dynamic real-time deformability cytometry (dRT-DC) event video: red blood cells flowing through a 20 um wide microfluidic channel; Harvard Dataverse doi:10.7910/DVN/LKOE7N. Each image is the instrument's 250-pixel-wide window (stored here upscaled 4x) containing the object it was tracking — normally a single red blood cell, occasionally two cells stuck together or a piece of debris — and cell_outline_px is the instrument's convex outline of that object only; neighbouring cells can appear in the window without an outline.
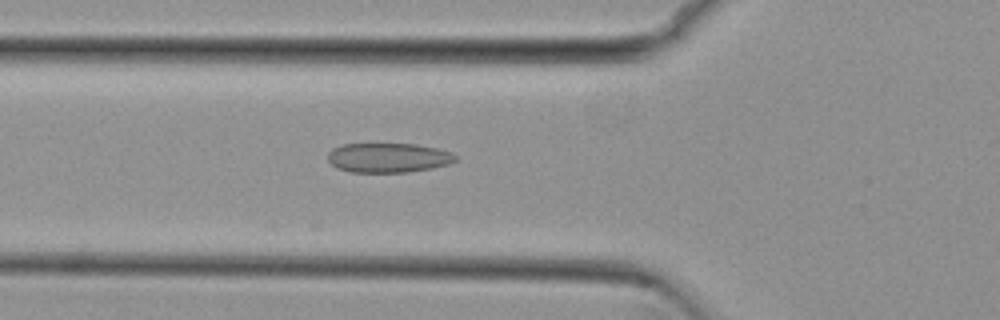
{"species": "common noctule bat (a hibernating species)", "species_latin": "Nyctalus noctula", "temperature_condition": "cold", "stored_images_in_passage": 28, "camera_frame_rate_fps": 3000, "um_per_image_px": 0.085, "animal": {"sex": "female", "body_mass_g": 29.2, "forearm_length_mm": 56.3}, "frame": {"image": 1, "passage_image": 3, "time_ms": 0.667, "image_size_px": [1000, 320], "cell_outline_px": [[456, 160], [448, 164], [432, 168], [408, 172], [348, 172], [336, 168], [328, 160], [328, 152], [332, 148], [344, 144], [416, 144], [436, 148], [448, 152], [456, 156]], "centroid_in_image_um": [32.95, 13.41], "position_along_channel_um": 92.8, "area_um2": 21.91}}
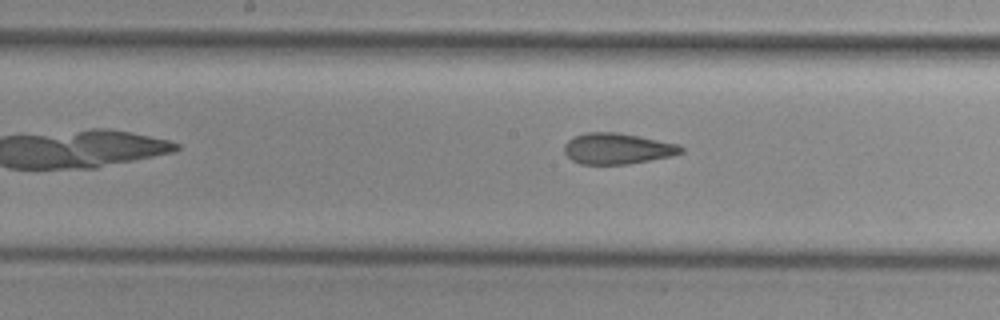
{"frame": {"image": 2, "passage_image": 11, "time_ms": 3.333, "image_size_px": [1000, 320], "cell_outline_px": [[684, 152], [668, 156], [628, 164], [580, 164], [572, 160], [564, 152], [564, 144], [568, 140], [576, 136], [588, 132], [616, 132], [680, 144], [684, 148]], "centroid_in_image_um": [52.46, 12.63], "position_along_channel_um": 195.7, "area_um2": 20.87}}
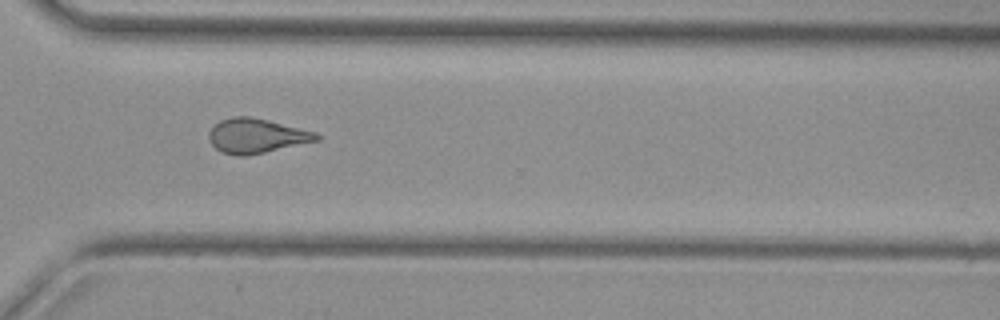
{"frame": {"image": 3, "passage_image": 23, "time_ms": 7.333, "image_size_px": [1000, 320], "cell_outline_px": [[320, 140], [264, 152], [244, 156], [240, 156], [220, 152], [208, 140], [208, 132], [220, 120], [232, 116], [252, 116], [316, 132], [320, 136]], "centroid_in_image_um": [21.78, 11.54], "position_along_channel_um": 348.8, "area_um2": 21.62}}